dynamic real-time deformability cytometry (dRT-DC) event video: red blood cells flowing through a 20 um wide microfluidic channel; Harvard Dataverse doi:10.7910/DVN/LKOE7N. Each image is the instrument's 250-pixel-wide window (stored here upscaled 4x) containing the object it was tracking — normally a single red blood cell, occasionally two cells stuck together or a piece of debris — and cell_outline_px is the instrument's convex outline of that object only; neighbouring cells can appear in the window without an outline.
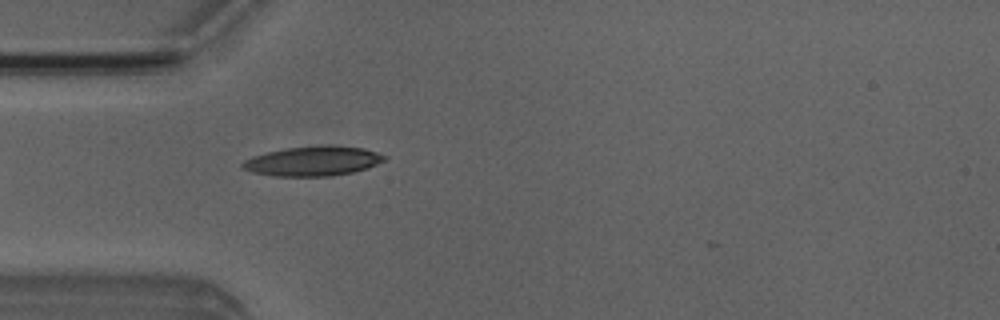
{"species": "Egyptian fruit bat (a non-hibernating species)", "species_latin": "Rousettus aegyptiacus", "temperature_condition": "room temperature", "stored_images_in_passage": 2, "camera_frame_rate_fps": 3000, "um_per_image_px": 0.085, "animal": {"sex": "male"}, "frame": {"image": 1, "passage_image": 2, "time_ms": 1.0, "image_size_px": [1000, 320], "cell_outline_px": [[388, 156], [384, 160], [368, 168], [352, 172], [328, 176], [272, 176], [252, 172], [244, 168], [240, 164], [244, 160], [252, 156], [284, 148], [320, 144], [332, 144], [364, 148]], "centroid_in_image_um": [26.61, 13.67], "position_along_channel_um": 58.4, "area_um2": 24.8}}